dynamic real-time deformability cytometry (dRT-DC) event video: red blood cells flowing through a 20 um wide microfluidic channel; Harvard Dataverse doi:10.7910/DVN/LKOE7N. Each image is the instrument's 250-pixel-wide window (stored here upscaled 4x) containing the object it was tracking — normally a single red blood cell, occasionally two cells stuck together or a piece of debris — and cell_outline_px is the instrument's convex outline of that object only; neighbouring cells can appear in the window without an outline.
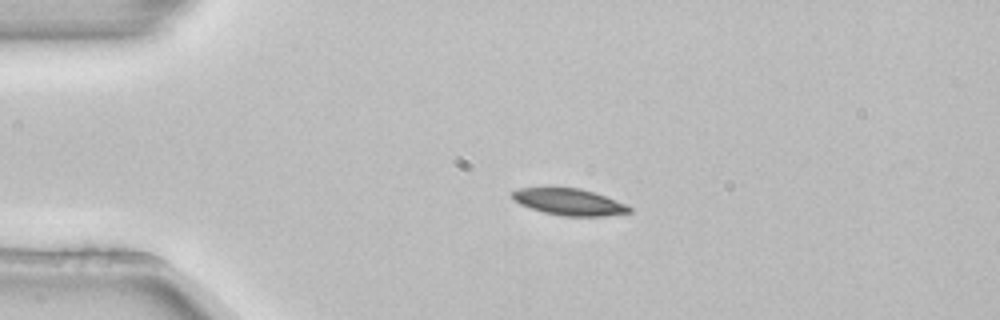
{"species": "common noctule bat (a hibernating species)", "species_latin": "Nyctalus noctula", "temperature_condition": "room temperature", "stored_images_in_passage": 2, "camera_frame_rate_fps": 3000, "um_per_image_px": 0.085, "animal": {"sex": "female", "body_mass_g": 22.7, "forearm_length_mm": 54.2}, "frame": {"image": 1, "passage_image": 1, "time_ms": 0.0, "image_size_px": [1000, 320], "cell_outline_px": [[632, 212], [604, 216], [564, 216], [544, 212], [520, 204], [512, 200], [512, 192], [520, 188], [580, 188], [604, 196], [624, 204], [632, 208]], "centroid_in_image_um": [48.36, 17.17], "position_along_channel_um": 36.6, "area_um2": 17.8}}